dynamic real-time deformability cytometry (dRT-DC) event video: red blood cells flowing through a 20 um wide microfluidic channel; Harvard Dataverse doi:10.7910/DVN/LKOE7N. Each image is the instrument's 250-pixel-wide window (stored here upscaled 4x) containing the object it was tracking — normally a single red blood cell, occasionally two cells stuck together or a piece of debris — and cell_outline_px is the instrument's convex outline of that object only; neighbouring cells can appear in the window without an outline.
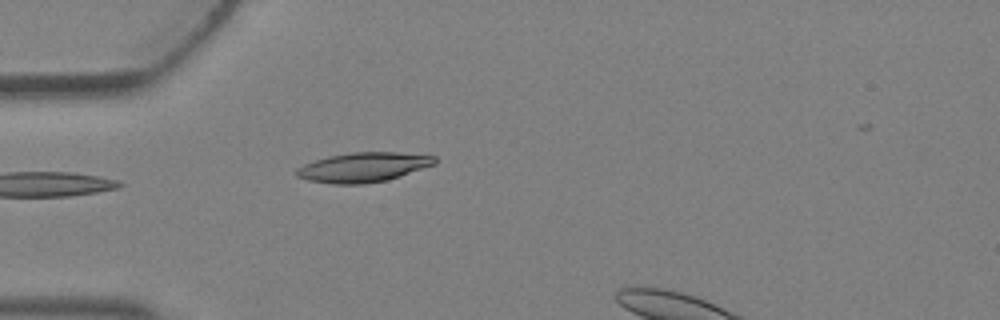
{"species": "Egyptian fruit bat (a non-hibernating species)", "species_latin": "Rousettus aegyptiacus", "temperature_condition": "warm", "stored_images_in_passage": 8, "camera_frame_rate_fps": 3000, "um_per_image_px": 0.085, "animal": {"sex": "female"}, "frame": {"image": 1, "passage_image": 6, "time_ms": 1.667, "image_size_px": [1000, 320], "cell_outline_px": [[436, 164], [388, 180], [364, 184], [332, 184], [308, 180], [296, 176], [296, 168], [304, 164], [328, 156], [352, 152], [396, 152], [436, 156]], "centroid_in_image_um": [30.88, 14.22], "position_along_channel_um": 54.1, "area_um2": 23.87}}
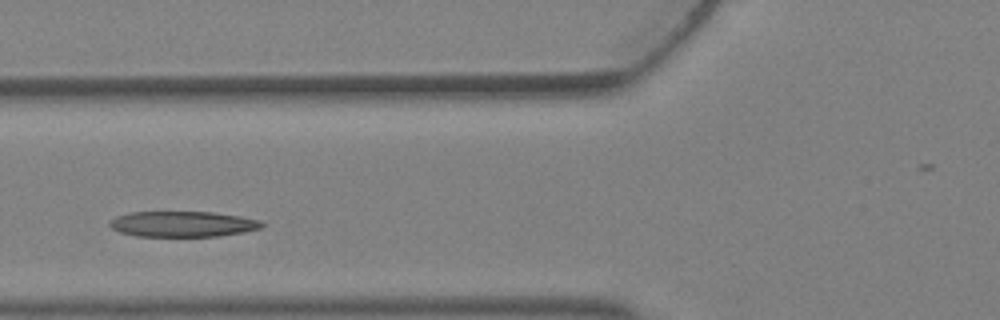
{"frame": {"image": 2, "passage_image": 8, "time_ms": 2.333, "image_size_px": [1000, 320], "cell_outline_px": [[264, 224], [260, 228], [244, 232], [220, 236], [136, 236], [120, 232], [112, 228], [108, 224], [108, 220], [116, 216], [128, 212], [212, 212], [240, 216], [260, 220]], "centroid_in_image_um": [15.49, 19.04], "position_along_channel_um": 110.3, "area_um2": 22.77}}